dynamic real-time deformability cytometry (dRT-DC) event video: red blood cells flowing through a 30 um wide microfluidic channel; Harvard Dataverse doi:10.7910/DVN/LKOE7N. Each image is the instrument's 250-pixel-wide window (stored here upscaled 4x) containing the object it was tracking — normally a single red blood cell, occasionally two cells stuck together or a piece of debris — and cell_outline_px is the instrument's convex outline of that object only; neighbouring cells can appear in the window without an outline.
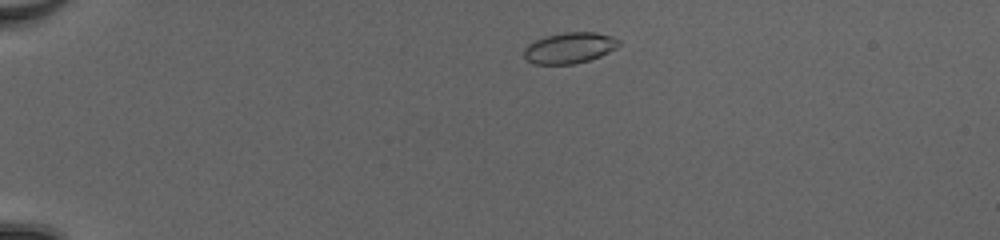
{"species": "common noctule bat (a hibernating species)", "species_latin": "Nyctalus noctula", "temperature_condition": "cold", "stored_images_in_passage": 43, "camera_frame_rate_fps": 3000, "um_per_image_px": 0.085, "animal": {"sex": "female", "body_mass_g": 20.0, "forearm_length_mm": 54.0}, "frame": {"image": 1, "passage_image": 4, "time_ms": 1.0, "image_size_px": [1000, 240], "cell_outline_px": [[620, 44], [616, 48], [600, 56], [588, 60], [572, 64], [532, 64], [524, 56], [524, 48], [528, 44], [544, 36], [564, 32], [596, 32], [612, 36], [620, 40]], "centroid_in_image_um": [48.41, 4.06], "position_along_channel_um": 36.6, "area_um2": 17.11}}
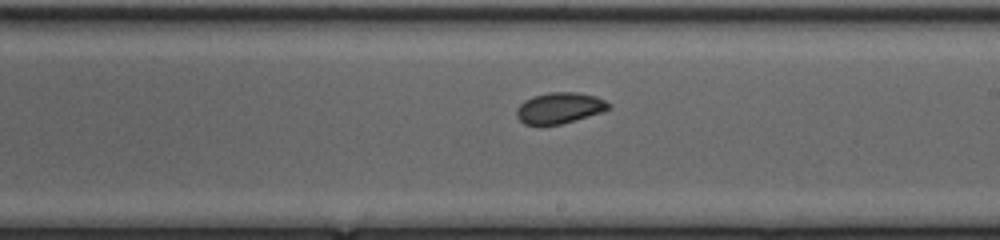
{"frame": {"image": 2, "passage_image": 24, "time_ms": 7.667, "image_size_px": [1000, 240], "cell_outline_px": [[612, 108], [604, 112], [560, 124], [524, 124], [516, 116], [516, 108], [524, 100], [532, 96], [548, 92], [576, 92], [596, 96], [612, 104]], "centroid_in_image_um": [47.59, 9.16], "position_along_channel_um": 241.4, "area_um2": 16.76}}
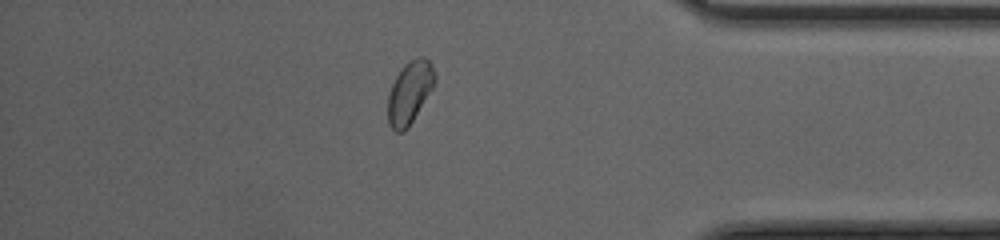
{"frame": {"image": 3, "passage_image": 37, "time_ms": 12.0, "image_size_px": [1000, 240], "cell_outline_px": [[436, 76], [432, 88], [408, 128], [404, 132], [396, 132], [388, 124], [388, 96], [392, 84], [396, 76], [404, 64], [420, 56], [424, 56], [432, 64]], "centroid_in_image_um": [34.81, 7.86], "position_along_channel_um": 400.4, "area_um2": 16.88}, "authors_computed_cell_mechanics": {"area_um2": 16.9932, "velocity_mm_per_s": 4.1434, "shape_relaxation_time_tau1_ms": 3.3782, "shape_relaxation_time_tau2_ms": 1.5327, "deformation_change_tau1": 0.0729, "deformation_change_tau2": 0.0479}}